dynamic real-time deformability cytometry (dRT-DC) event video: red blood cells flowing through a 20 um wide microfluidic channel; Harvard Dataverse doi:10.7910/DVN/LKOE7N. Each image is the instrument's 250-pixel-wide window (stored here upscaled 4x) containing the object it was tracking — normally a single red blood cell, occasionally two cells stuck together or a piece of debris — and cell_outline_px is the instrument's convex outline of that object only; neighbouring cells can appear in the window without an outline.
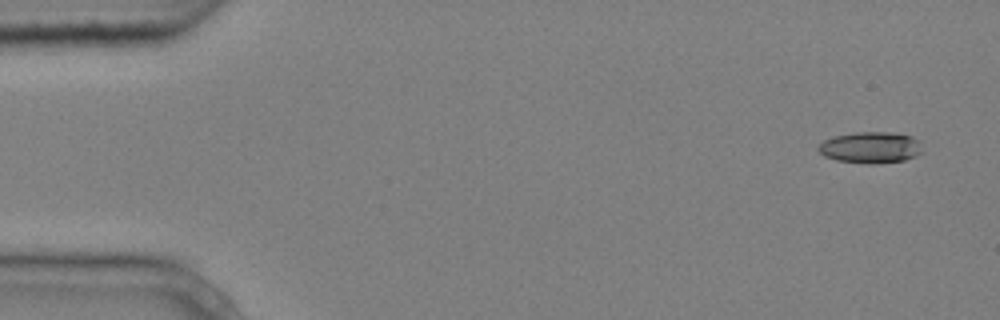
{"species": "common noctule bat (a hibernating species)", "species_latin": "Nyctalus noctula", "temperature_condition": "cold", "stored_images_in_passage": 4, "camera_frame_rate_fps": 3000, "um_per_image_px": 0.085, "animal": {"sex": "male", "body_mass_g": 20.4}, "frame": {"image": 1, "passage_image": 1, "time_ms": 0.0, "image_size_px": [1000, 320], "cell_outline_px": [[924, 152], [916, 156], [904, 160], [876, 164], [868, 164], [836, 160], [824, 156], [816, 148], [824, 140], [832, 136], [856, 132], [892, 132], [912, 136], [920, 140]], "centroid_in_image_um": [74.04, 12.53], "position_along_channel_um": 11.0, "area_um2": 19.36}}